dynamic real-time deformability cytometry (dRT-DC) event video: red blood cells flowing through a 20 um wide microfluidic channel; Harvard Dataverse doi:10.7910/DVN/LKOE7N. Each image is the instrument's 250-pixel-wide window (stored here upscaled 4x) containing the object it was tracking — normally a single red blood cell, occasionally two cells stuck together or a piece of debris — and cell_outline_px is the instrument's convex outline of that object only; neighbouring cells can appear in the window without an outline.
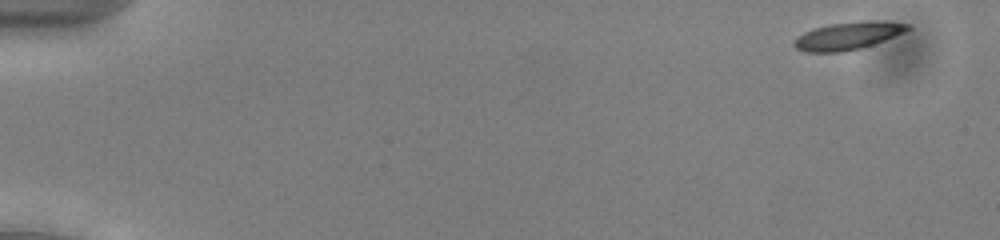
{"species": "common noctule bat (a hibernating species)", "species_latin": "Nyctalus noctula", "temperature_condition": "cold", "stored_images_in_passage": 52, "segment_of_instrument_passage": [1, 2], "camera_frame_rate_fps": 3000, "um_per_image_px": 0.085, "animal": {"sex": "male", "body_mass_g": 13.0, "forearm_length_mm": 53.1}, "frame": {"image": 1, "passage_image": 1, "time_ms": 0.0, "image_size_px": [1000, 240], "cell_outline_px": [[912, 28], [904, 32], [884, 40], [860, 48], [844, 52], [804, 52], [796, 48], [792, 44], [804, 32], [828, 24], [864, 20], [872, 20], [908, 24]], "centroid_in_image_um": [72.07, 3.04], "position_along_channel_um": 12.9, "area_um2": 18.09}}
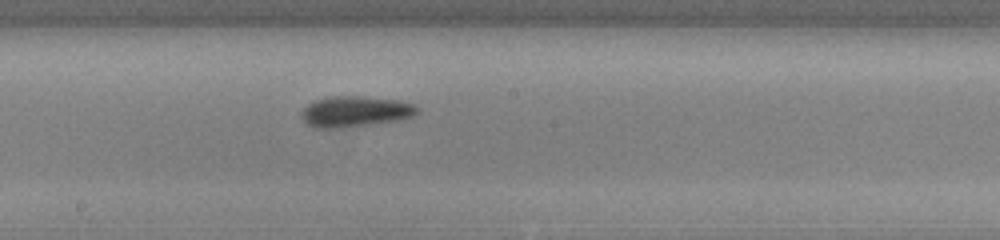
{"frame": {"image": 2, "passage_image": 28, "time_ms": 9.0, "image_size_px": [1000, 240], "cell_outline_px": [[420, 108], [412, 116], [396, 120], [368, 124], [332, 128], [312, 128], [300, 116], [304, 108], [308, 104], [316, 100], [328, 96], [360, 96], [400, 100], [412, 104]], "centroid_in_image_um": [30.16, 9.46], "position_along_channel_um": 218.0, "area_um2": 20.46}}
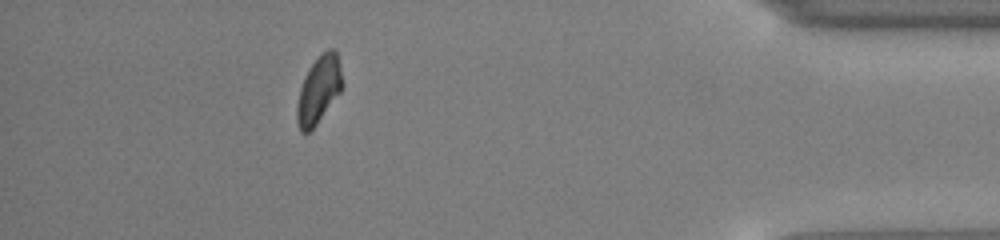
{"frame": {"image": 3, "passage_image": 46, "time_ms": 15.0, "image_size_px": [1000, 240], "cell_outline_px": [[344, 84], [340, 92], [316, 124], [308, 132], [300, 132], [296, 120], [296, 104], [300, 88], [304, 76], [308, 68], [320, 52], [328, 48], [336, 48], [340, 64]], "centroid_in_image_um": [27.09, 7.57], "position_along_channel_um": 408.1, "area_um2": 18.09}}